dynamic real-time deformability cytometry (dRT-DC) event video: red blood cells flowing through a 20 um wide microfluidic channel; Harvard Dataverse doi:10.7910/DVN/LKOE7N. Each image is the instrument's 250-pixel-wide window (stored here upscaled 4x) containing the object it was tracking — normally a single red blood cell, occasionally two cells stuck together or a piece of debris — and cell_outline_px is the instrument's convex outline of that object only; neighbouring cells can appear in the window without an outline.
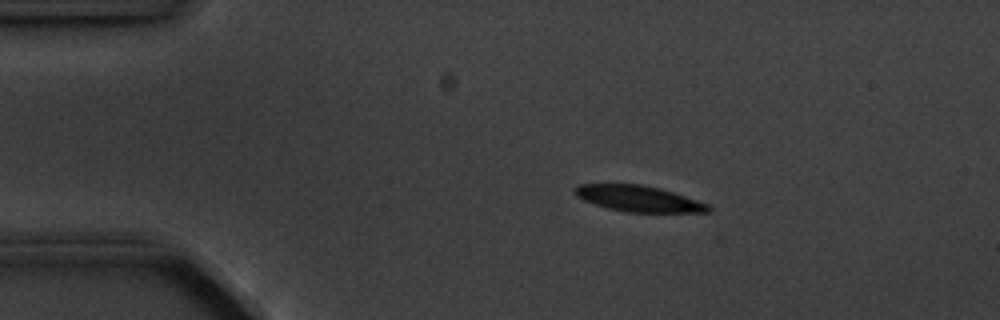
{"species": "common noctule bat (a hibernating species)", "species_latin": "Nyctalus noctula", "temperature_condition": "cold", "stored_images_in_passage": 4, "camera_frame_rate_fps": 3000, "um_per_image_px": 0.085, "animal": {"sex": "male", "body_mass_g": 20.1, "forearm_length_mm": 53.5}, "frame": {"image": 1, "passage_image": 3, "time_ms": 2.0, "image_size_px": [1000, 320], "cell_outline_px": [[712, 208], [708, 212], [624, 212], [608, 208], [584, 200], [576, 196], [572, 192], [572, 188], [580, 184], [640, 184], [660, 188], [708, 204]], "centroid_in_image_um": [54.23, 16.88], "position_along_channel_um": 30.8, "area_um2": 20.11}}